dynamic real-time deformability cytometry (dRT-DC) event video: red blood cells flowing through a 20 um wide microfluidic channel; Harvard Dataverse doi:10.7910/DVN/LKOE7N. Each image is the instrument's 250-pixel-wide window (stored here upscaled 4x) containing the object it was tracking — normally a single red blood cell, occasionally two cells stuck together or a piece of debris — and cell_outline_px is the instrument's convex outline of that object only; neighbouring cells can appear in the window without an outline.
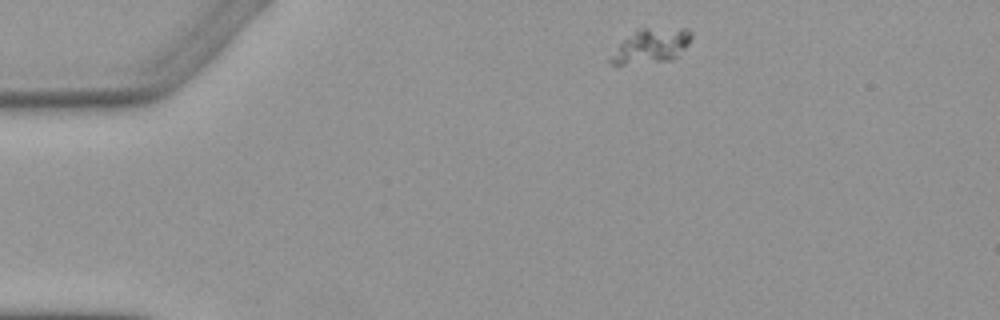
{"species": "Egyptian fruit bat (a non-hibernating species)", "species_latin": "Rousettus aegyptiacus", "temperature_condition": "warm", "stored_images_in_passage": 3, "camera_frame_rate_fps": 3000, "um_per_image_px": 0.085, "animal": {"sex": "female"}, "frame": {"image": 1, "passage_image": 1, "time_ms": 0.0, "image_size_px": [1000, 320], "cell_outline_px": [[692, 36], [688, 44], [672, 60], [624, 64], [608, 64], [608, 60], [620, 44], [624, 40], [640, 28], [688, 28], [692, 32]], "centroid_in_image_um": [55.38, 3.89], "position_along_channel_um": 29.6, "area_um2": 15.84}}
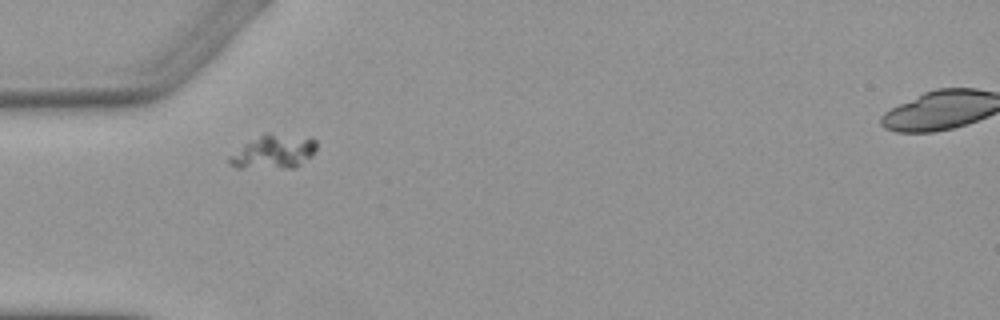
{"frame": {"image": 2, "passage_image": 3, "time_ms": 2.667, "image_size_px": [1000, 320], "cell_outline_px": [[316, 148], [312, 156], [300, 164], [292, 168], [236, 168], [228, 164], [228, 156], [260, 136], [268, 132], [312, 136], [316, 140]], "centroid_in_image_um": [23.31, 12.89], "position_along_channel_um": 61.7, "area_um2": 17.34}}